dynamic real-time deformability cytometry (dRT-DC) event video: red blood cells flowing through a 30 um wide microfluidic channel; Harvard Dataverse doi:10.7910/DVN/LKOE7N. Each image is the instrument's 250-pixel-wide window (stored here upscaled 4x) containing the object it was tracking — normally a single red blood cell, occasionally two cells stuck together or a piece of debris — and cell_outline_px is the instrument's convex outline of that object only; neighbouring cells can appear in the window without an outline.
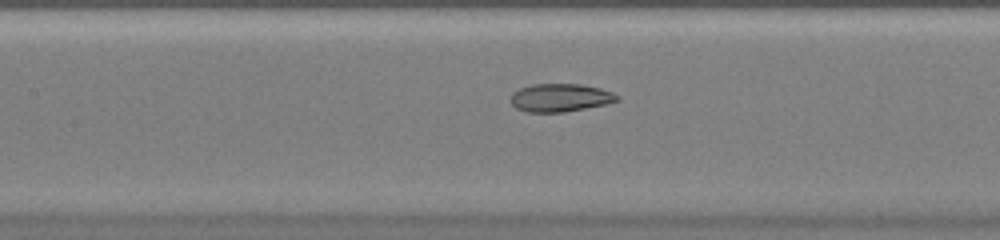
{"species": "common noctule bat (a hibernating species)", "species_latin": "Nyctalus noctula", "temperature_condition": "warm", "stored_images_in_passage": 33, "camera_frame_rate_fps": 3000, "um_per_image_px": 0.085, "animal": {"sex": "female", "body_mass_g": 20.0, "forearm_length_mm": 54.0}, "frame": {"image": 1, "passage_image": 8, "time_ms": 2.333, "image_size_px": [1000, 240], "cell_outline_px": [[620, 100], [608, 104], [564, 112], [528, 112], [516, 108], [512, 104], [512, 92], [520, 88], [532, 84], [580, 84], [600, 88], [612, 92], [620, 96]], "centroid_in_image_um": [47.66, 8.3], "position_along_channel_um": 159.7, "area_um2": 17.46}}
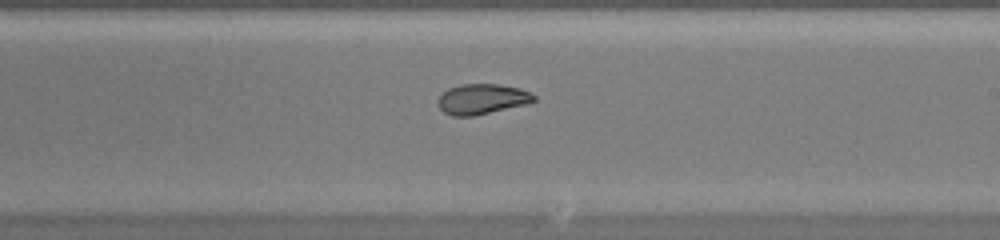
{"frame": {"image": 2, "passage_image": 14, "time_ms": 4.333, "image_size_px": [1000, 240], "cell_outline_px": [[536, 100], [524, 104], [472, 116], [452, 116], [444, 112], [436, 104], [436, 100], [448, 88], [460, 84], [496, 84], [520, 88], [536, 96]], "centroid_in_image_um": [40.91, 8.41], "position_along_channel_um": 248.1, "area_um2": 16.76}}
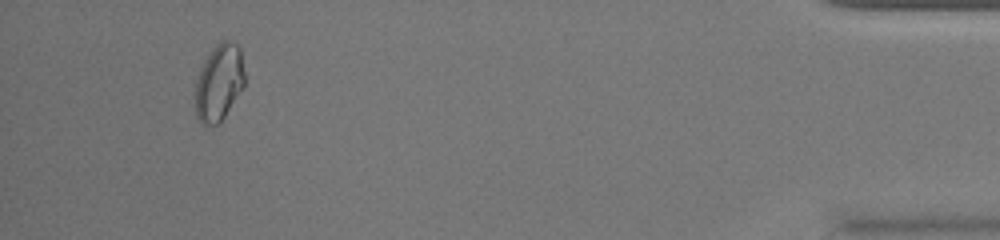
{"frame": {"image": 3, "passage_image": 30, "time_ms": 9.667, "image_size_px": [1000, 240], "cell_outline_px": [[244, 88], [220, 124], [204, 124], [196, 116], [196, 80], [200, 68], [204, 60], [212, 48], [220, 40], [228, 40], [236, 44], [240, 48], [244, 72]], "centroid_in_image_um": [18.64, 7.0], "position_along_channel_um": 416.6, "area_um2": 22.2}}